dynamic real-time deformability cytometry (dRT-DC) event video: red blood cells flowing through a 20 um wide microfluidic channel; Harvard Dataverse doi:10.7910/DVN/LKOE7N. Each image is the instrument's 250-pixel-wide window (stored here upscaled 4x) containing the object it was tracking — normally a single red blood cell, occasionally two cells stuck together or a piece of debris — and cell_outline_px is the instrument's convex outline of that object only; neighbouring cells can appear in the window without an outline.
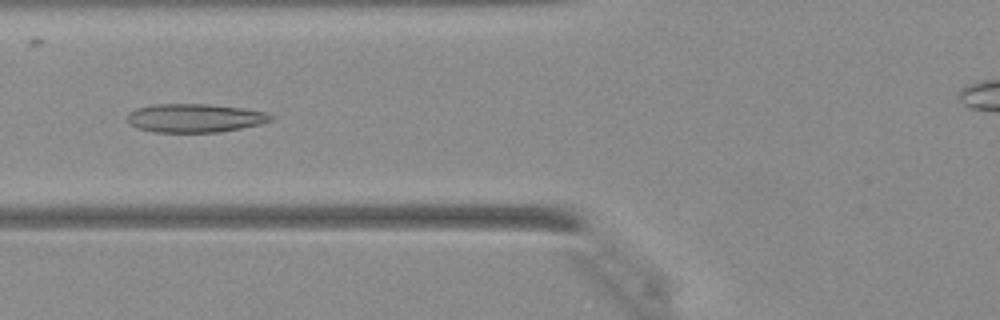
{"species": "Egyptian fruit bat (a non-hibernating species)", "species_latin": "Rousettus aegyptiacus", "temperature_condition": "warm", "stored_images_in_passage": 43, "camera_frame_rate_fps": 3000, "um_per_image_px": 0.085, "animal": {"sex": "female"}, "frame": {"image": 1, "passage_image": 16, "time_ms": 5.0, "image_size_px": [1000, 320], "cell_outline_px": [[276, 116], [272, 120], [260, 124], [220, 132], [156, 132], [136, 128], [128, 124], [128, 112], [136, 108], [156, 104], [208, 104], [240, 108], [268, 112]], "centroid_in_image_um": [16.56, 10.03], "position_along_channel_um": 109.2, "area_um2": 23.99}}
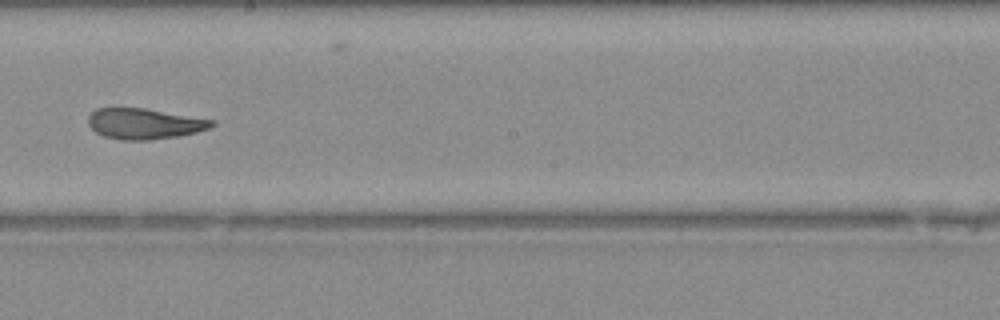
{"frame": {"image": 2, "passage_image": 24, "time_ms": 7.667, "image_size_px": [1000, 320], "cell_outline_px": [[216, 124], [208, 128], [196, 132], [176, 136], [148, 140], [120, 140], [104, 136], [96, 132], [88, 124], [88, 116], [96, 108], [144, 108], [216, 120]], "centroid_in_image_um": [12.27, 10.51], "position_along_channel_um": 235.9, "area_um2": 22.02}}
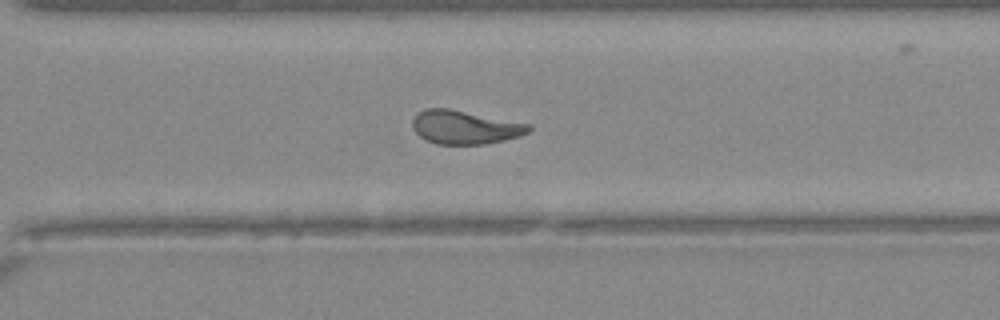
{"frame": {"image": 3, "passage_image": 30, "time_ms": 9.667, "image_size_px": [1000, 320], "cell_outline_px": [[532, 128], [528, 132], [516, 136], [484, 144], [436, 144], [424, 140], [412, 128], [412, 120], [424, 108], [448, 108], [532, 124]], "centroid_in_image_um": [39.49, 10.81], "position_along_channel_um": 331.1, "area_um2": 22.6}}